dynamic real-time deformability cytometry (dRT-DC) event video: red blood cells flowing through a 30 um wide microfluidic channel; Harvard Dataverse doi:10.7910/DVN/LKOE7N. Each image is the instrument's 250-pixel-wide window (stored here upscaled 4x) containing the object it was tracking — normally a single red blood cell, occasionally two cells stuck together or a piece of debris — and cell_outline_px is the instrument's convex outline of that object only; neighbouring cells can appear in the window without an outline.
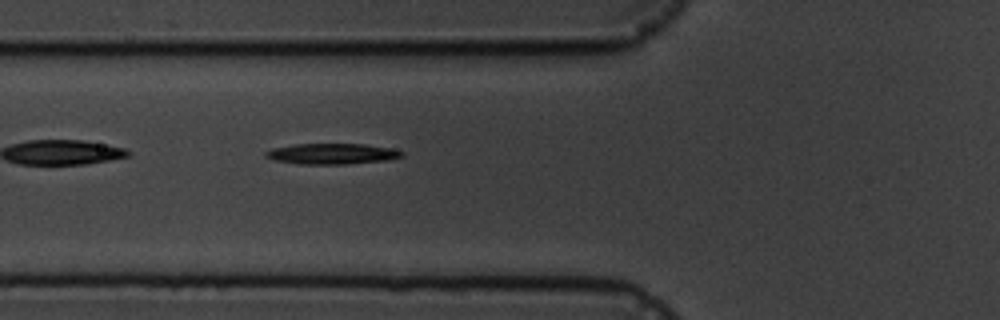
{"species": "common noctule bat (a hibernating species)", "species_latin": "Nyctalus noctula", "temperature_condition": "cold", "stored_images_in_passage": 6, "segment_of_instrument_passage": [2, 2], "camera_frame_rate_fps": 3000, "um_per_image_px": 0.085, "animal": {"sex": "male", "body_mass_g": 19.5, "forearm_length_mm": 54.6}, "frame": {"image": 1, "passage_image": 6, "time_ms": 6.667, "image_size_px": [1000, 320], "cell_outline_px": [[404, 156], [388, 160], [344, 164], [300, 164], [276, 160], [264, 156], [264, 152], [272, 148], [296, 144], [364, 144], [388, 148], [404, 152]], "centroid_in_image_um": [28.21, 13.07], "position_along_channel_um": 97.6, "area_um2": 16.3}}